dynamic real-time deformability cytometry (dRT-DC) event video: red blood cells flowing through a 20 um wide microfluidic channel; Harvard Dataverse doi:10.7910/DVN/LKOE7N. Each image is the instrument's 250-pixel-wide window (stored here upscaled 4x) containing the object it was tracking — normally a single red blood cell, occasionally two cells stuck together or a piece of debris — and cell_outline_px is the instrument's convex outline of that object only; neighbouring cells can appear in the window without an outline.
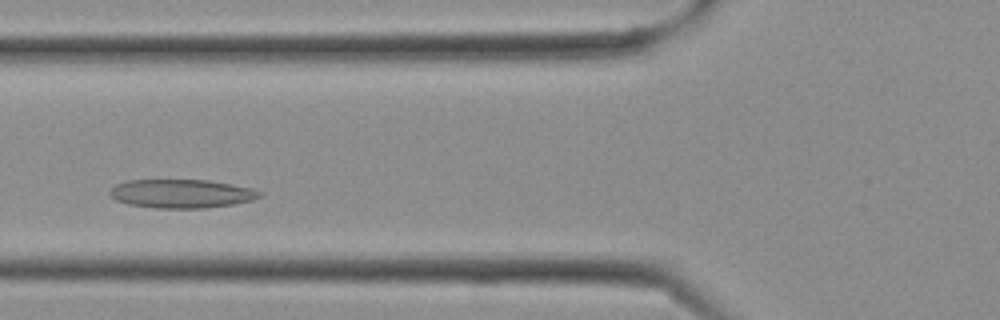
{"species": "Egyptian fruit bat (a non-hibernating species)", "species_latin": "Rousettus aegyptiacus", "temperature_condition": "cold", "stored_images_in_passage": 12, "camera_frame_rate_fps": 3000, "um_per_image_px": 0.085, "frame": {"image": 1, "passage_image": 7, "time_ms": 2.0, "image_size_px": [1000, 320], "cell_outline_px": [[260, 196], [252, 200], [232, 204], [204, 208], [156, 208], [128, 204], [116, 200], [108, 192], [116, 184], [128, 180], [208, 180], [232, 184], [252, 188], [260, 192]], "centroid_in_image_um": [15.4, 16.45], "position_along_channel_um": 110.4, "area_um2": 24.85}}
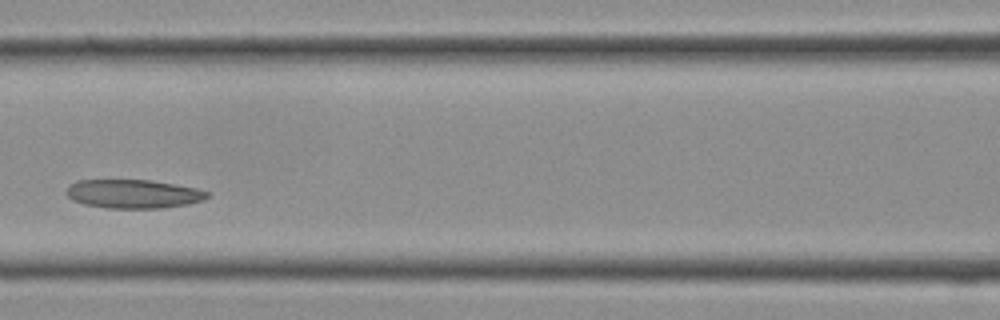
{"frame": {"image": 2, "passage_image": 9, "time_ms": 2.667, "image_size_px": [1000, 320], "cell_outline_px": [[212, 196], [204, 200], [188, 204], [164, 208], [108, 208], [84, 204], [72, 200], [64, 192], [68, 184], [80, 180], [152, 180], [196, 188], [212, 192]], "centroid_in_image_um": [11.36, 16.48], "position_along_channel_um": 155.2, "area_um2": 23.93}}
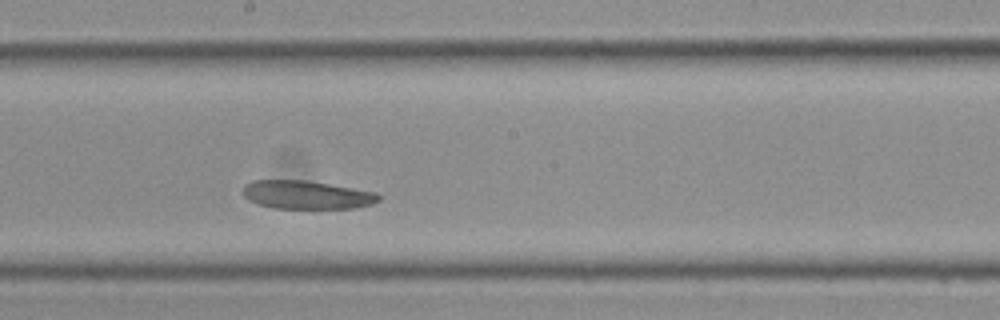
{"frame": {"image": 3, "passage_image": 12, "time_ms": 3.667, "image_size_px": [1000, 320], "cell_outline_px": [[380, 200], [372, 204], [356, 208], [272, 208], [256, 204], [248, 200], [244, 196], [244, 184], [252, 180], [304, 180], [376, 192], [380, 196]], "centroid_in_image_um": [26.04, 16.56], "position_along_channel_um": 222.2, "area_um2": 22.43}}